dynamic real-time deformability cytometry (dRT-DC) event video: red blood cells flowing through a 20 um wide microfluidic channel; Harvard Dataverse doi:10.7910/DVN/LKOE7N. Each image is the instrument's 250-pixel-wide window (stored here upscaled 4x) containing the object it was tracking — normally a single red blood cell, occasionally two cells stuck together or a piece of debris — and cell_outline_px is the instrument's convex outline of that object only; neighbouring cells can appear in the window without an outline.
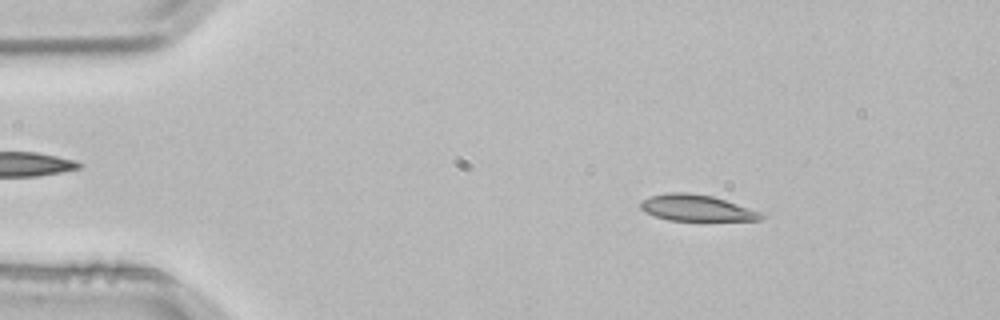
{"species": "common noctule bat (a hibernating species)", "species_latin": "Nyctalus noctula", "temperature_condition": "room temperature", "stored_images_in_passage": 2, "camera_frame_rate_fps": 3000, "um_per_image_px": 0.085, "animal": {"sex": "male", "body_mass_g": 21.5, "forearm_length_mm": 52.0}, "frame": {"image": 1, "passage_image": 1, "time_ms": 0.0, "image_size_px": [1000, 320], "cell_outline_px": [[768, 216], [760, 220], [668, 220], [644, 212], [640, 208], [640, 200], [648, 196], [668, 192], [684, 192], [712, 196], [764, 212]], "centroid_in_image_um": [59.22, 17.67], "position_along_channel_um": 25.8, "area_um2": 18.61}}